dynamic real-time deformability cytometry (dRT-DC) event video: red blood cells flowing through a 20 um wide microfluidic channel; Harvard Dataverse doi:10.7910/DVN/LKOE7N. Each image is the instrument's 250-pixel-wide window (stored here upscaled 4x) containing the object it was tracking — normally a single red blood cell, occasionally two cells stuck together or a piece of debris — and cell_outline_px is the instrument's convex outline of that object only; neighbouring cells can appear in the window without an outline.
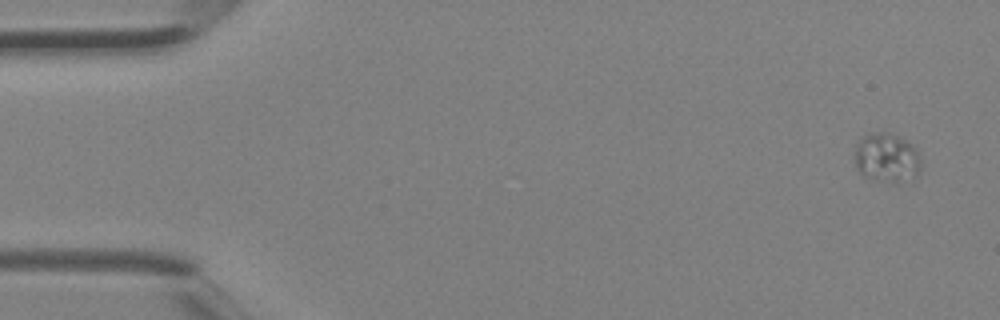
{"species": "Egyptian fruit bat (a non-hibernating species)", "species_latin": "Rousettus aegyptiacus", "temperature_condition": "room temperature", "stored_images_in_passage": 4, "camera_frame_rate_fps": 3000, "um_per_image_px": 0.085, "animal": {"sex": "female"}, "frame": {"image": 1, "passage_image": 1, "time_ms": 0.0, "image_size_px": [1000, 320], "cell_outline_px": [[920, 168], [916, 176], [896, 184], [892, 184], [868, 180], [856, 168], [856, 144], [860, 136], [868, 132], [888, 132], [900, 136], [912, 144], [916, 148], [920, 160]], "centroid_in_image_um": [75.35, 13.42], "position_along_channel_um": 9.6, "area_um2": 19.65}}
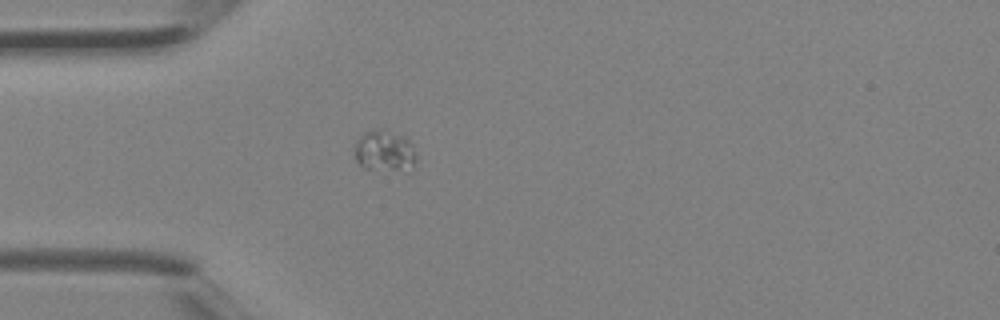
{"frame": {"image": 2, "passage_image": 4, "time_ms": 1.0, "image_size_px": [1000, 320], "cell_outline_px": [[416, 160], [412, 172], [364, 168], [356, 160], [352, 148], [356, 140], [364, 132], [380, 128], [384, 128], [404, 136], [412, 144], [416, 152]], "centroid_in_image_um": [32.7, 12.84], "position_along_channel_um": 52.3, "area_um2": 15.49}}